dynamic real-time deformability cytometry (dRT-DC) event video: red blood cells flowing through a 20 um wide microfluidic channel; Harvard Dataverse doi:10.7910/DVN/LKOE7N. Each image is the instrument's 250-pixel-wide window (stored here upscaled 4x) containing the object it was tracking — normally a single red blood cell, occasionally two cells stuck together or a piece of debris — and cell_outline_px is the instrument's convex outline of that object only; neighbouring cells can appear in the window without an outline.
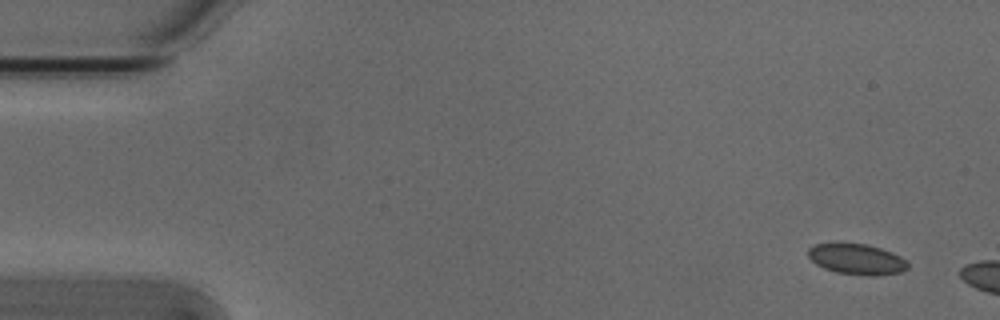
{"species": "Egyptian fruit bat (a non-hibernating species)", "species_latin": "Rousettus aegyptiacus", "temperature_condition": "cold", "stored_images_in_passage": 2, "camera_frame_rate_fps": 3000, "um_per_image_px": 0.085, "animal": {"sex": "male"}, "frame": {"image": 1, "passage_image": 1, "time_ms": 0.0, "image_size_px": [1000, 320], "cell_outline_px": [[908, 268], [900, 272], [876, 276], [868, 276], [836, 272], [824, 268], [816, 264], [808, 256], [808, 248], [812, 244], [832, 240], [836, 240], [864, 244], [880, 248], [892, 252], [900, 256], [908, 264]], "centroid_in_image_um": [72.74, 21.98], "position_along_channel_um": 12.3, "area_um2": 18.44}}